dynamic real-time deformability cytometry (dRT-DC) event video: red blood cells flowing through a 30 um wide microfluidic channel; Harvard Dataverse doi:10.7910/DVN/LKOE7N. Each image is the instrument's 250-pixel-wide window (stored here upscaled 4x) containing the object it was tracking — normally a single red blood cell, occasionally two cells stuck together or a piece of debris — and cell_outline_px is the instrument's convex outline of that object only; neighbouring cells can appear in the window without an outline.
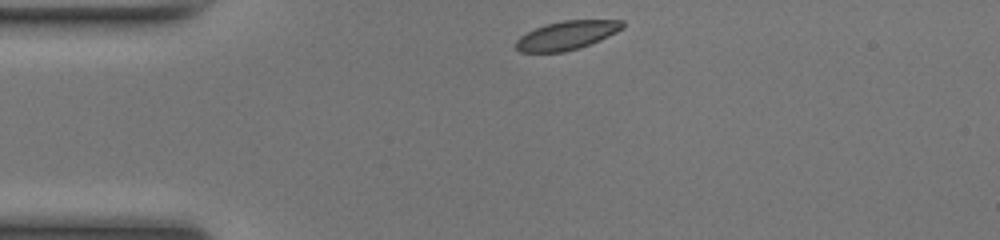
{"species": "common noctule bat (a hibernating species)", "species_latin": "Nyctalus noctula", "temperature_condition": "room temperature", "stored_images_in_passage": 40, "camera_frame_rate_fps": 3000, "um_per_image_px": 0.085, "animal": {"sex": "female", "body_mass_g": 17.0, "forearm_length_mm": 48.0}, "frame": {"image": 1, "passage_image": 1, "time_ms": 0.0, "image_size_px": [1000, 240], "cell_outline_px": [[624, 28], [608, 36], [588, 44], [564, 52], [520, 52], [516, 48], [516, 40], [520, 36], [536, 28], [548, 24], [564, 20], [624, 20]], "centroid_in_image_um": [48.18, 3.0], "position_along_channel_um": 36.8, "area_um2": 17.51}}
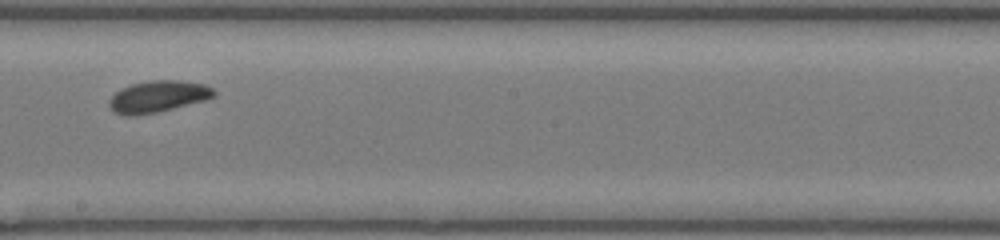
{"frame": {"image": 2, "passage_image": 18, "time_ms": 5.667, "image_size_px": [1000, 240], "cell_outline_px": [[216, 96], [208, 100], [156, 112], [136, 116], [128, 116], [116, 112], [108, 104], [108, 100], [120, 88], [132, 84], [152, 80], [180, 80], [204, 84], [212, 88], [216, 92]], "centroid_in_image_um": [13.46, 8.2], "position_along_channel_um": 234.7, "area_um2": 19.36}}
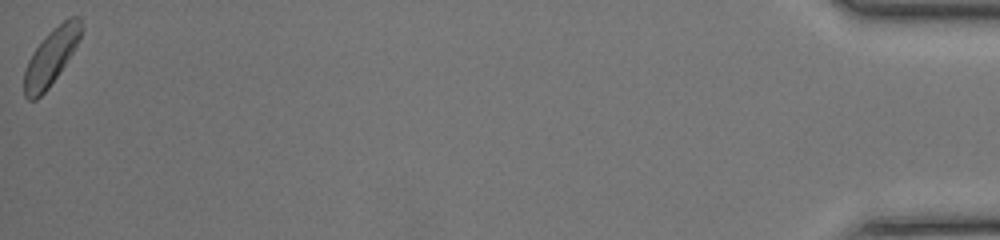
{"frame": {"image": 3, "passage_image": 40, "time_ms": 13.0, "image_size_px": [1000, 240], "cell_outline_px": [[84, 28], [72, 52], [48, 88], [36, 100], [28, 100], [24, 96], [24, 72], [28, 60], [36, 48], [48, 32], [52, 28], [68, 16], [80, 16]], "centroid_in_image_um": [4.34, 4.79], "position_along_channel_um": 430.9, "area_um2": 18.44}, "authors_computed_cell_mechanics": {"area_um2": 18.8139, "velocity_mm_per_s": 4.1239, "shape_relaxation_time_tau1_ms": 8.7181, "shape_relaxation_time_tau2_ms": null, "deformation_change_tau1": 0.2184, "deformation_change_tau2": null}}